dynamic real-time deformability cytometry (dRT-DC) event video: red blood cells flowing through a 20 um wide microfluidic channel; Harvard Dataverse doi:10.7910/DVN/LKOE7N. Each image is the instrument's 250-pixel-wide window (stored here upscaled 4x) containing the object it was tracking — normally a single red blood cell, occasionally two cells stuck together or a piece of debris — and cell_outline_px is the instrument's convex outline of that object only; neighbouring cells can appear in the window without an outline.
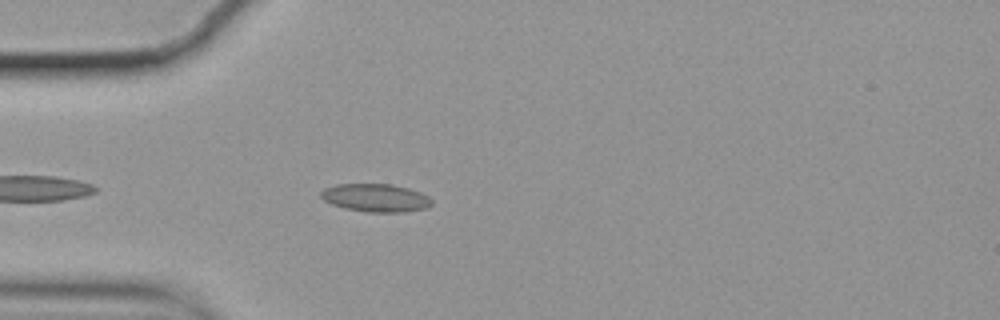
{"species": "common noctule bat (a hibernating species)", "species_latin": "Nyctalus noctula", "temperature_condition": "cold", "stored_images_in_passage": 30, "camera_frame_rate_fps": 3000, "um_per_image_px": 0.085, "animal": {"sex": "female", "body_mass_g": 19.9}, "frame": {"image": 1, "passage_image": 5, "time_ms": 1.333, "image_size_px": [1000, 320], "cell_outline_px": [[432, 204], [424, 208], [404, 212], [364, 212], [344, 208], [332, 204], [324, 200], [320, 196], [320, 192], [324, 188], [336, 184], [392, 184], [408, 188], [420, 192], [428, 196], [432, 200]], "centroid_in_image_um": [31.91, 16.81], "position_along_channel_um": 53.1, "area_um2": 18.15}}
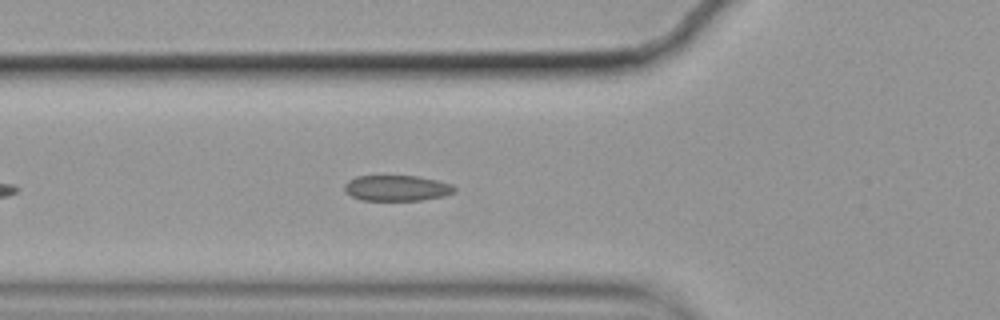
{"frame": {"image": 2, "passage_image": 9, "time_ms": 2.667, "image_size_px": [1000, 320], "cell_outline_px": [[456, 192], [444, 196], [420, 200], [360, 200], [344, 192], [344, 184], [348, 180], [356, 176], [416, 176], [436, 180], [452, 184], [456, 188]], "centroid_in_image_um": [33.71, 15.99], "position_along_channel_um": 92.1, "area_um2": 16.53}}
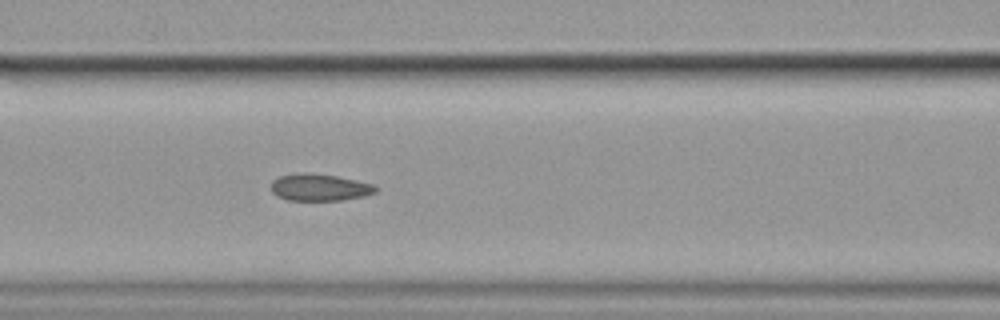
{"frame": {"image": 3, "passage_image": 13, "time_ms": 4.0, "image_size_px": [1000, 320], "cell_outline_px": [[380, 188], [376, 192], [364, 196], [344, 200], [288, 200], [272, 192], [272, 180], [280, 176], [296, 172], [300, 172], [336, 176], [356, 180], [372, 184]], "centroid_in_image_um": [27.19, 15.92], "position_along_channel_um": 139.4, "area_um2": 16.36}}